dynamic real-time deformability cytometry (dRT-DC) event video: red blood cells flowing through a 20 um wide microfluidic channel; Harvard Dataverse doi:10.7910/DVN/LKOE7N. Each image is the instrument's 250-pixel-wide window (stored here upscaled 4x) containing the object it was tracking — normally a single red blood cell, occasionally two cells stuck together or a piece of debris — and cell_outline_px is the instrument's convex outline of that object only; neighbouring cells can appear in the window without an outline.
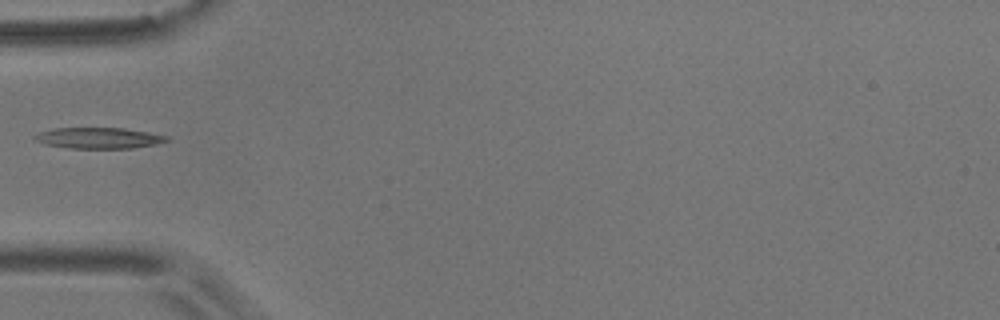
{"species": "common noctule bat (a hibernating species)", "species_latin": "Nyctalus noctula", "temperature_condition": "room temperature", "stored_images_in_passage": 6, "camera_frame_rate_fps": 3000, "um_per_image_px": 0.085, "animal": {"sex": "male", "body_mass_g": 17.9}, "frame": {"image": 1, "passage_image": 6, "time_ms": 5.667, "image_size_px": [1000, 320], "cell_outline_px": [[168, 140], [156, 144], [132, 148], [68, 148], [44, 144], [36, 140], [32, 136], [40, 132], [56, 128], [124, 128], [148, 132], [168, 136]], "centroid_in_image_um": [8.38, 11.73], "position_along_channel_um": 76.6, "area_um2": 16.01}}